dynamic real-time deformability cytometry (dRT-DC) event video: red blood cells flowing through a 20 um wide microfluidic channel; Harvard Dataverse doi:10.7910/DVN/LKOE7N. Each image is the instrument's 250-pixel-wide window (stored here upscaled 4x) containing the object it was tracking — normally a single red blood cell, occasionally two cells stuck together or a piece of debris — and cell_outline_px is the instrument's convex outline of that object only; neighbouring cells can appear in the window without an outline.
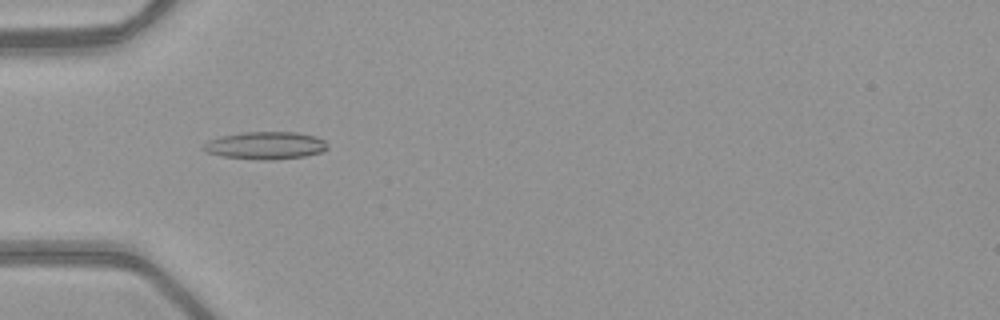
{"species": "common noctule bat (a hibernating species)", "species_latin": "Nyctalus noctula", "temperature_condition": "warm", "stored_images_in_passage": 50, "camera_frame_rate_fps": 3000, "um_per_image_px": 0.085, "animal": {"sex": "female", "body_mass_g": 21.9}, "frame": {"image": 1, "passage_image": 16, "time_ms": 5.0, "image_size_px": [1000, 320], "cell_outline_px": [[328, 148], [324, 152], [304, 156], [272, 160], [260, 160], [224, 156], [208, 152], [200, 148], [208, 140], [220, 136], [244, 132], [296, 132], [316, 136], [324, 140]], "centroid_in_image_um": [22.58, 12.36], "position_along_channel_um": 62.4, "area_um2": 19.94}}
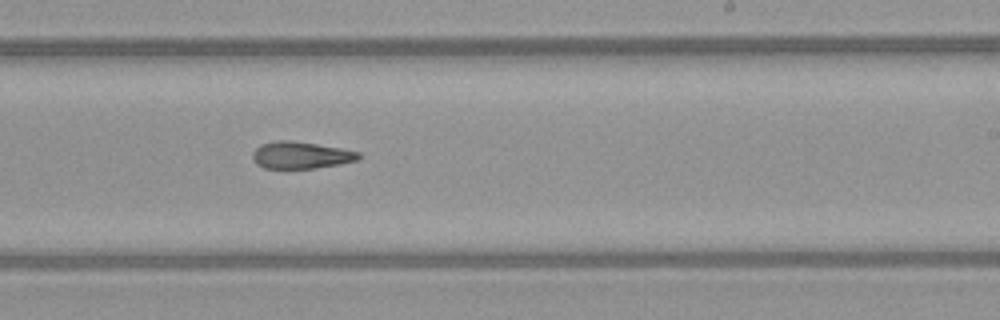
{"frame": {"image": 2, "passage_image": 31, "time_ms": 10.0, "image_size_px": [1000, 320], "cell_outline_px": [[360, 160], [340, 164], [316, 168], [264, 168], [256, 164], [252, 160], [252, 152], [260, 144], [276, 140], [292, 140], [340, 148], [360, 152]], "centroid_in_image_um": [25.55, 13.19], "position_along_channel_um": 263.4, "area_um2": 16.82}}
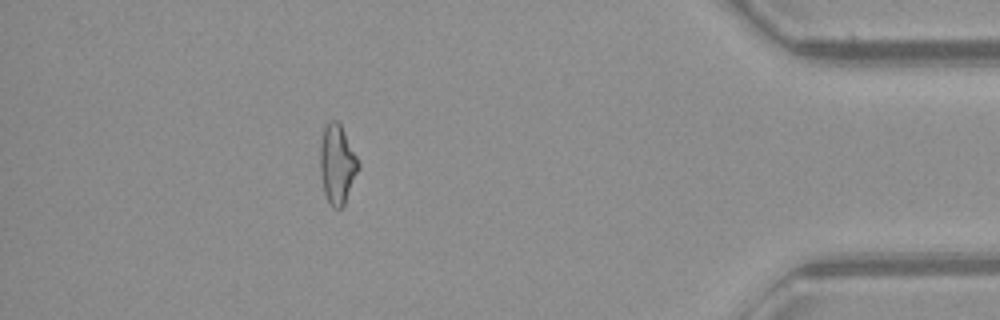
{"frame": {"image": 3, "passage_image": 45, "time_ms": 14.667, "image_size_px": [1000, 320], "cell_outline_px": [[360, 168], [344, 204], [340, 208], [332, 208], [324, 192], [320, 172], [320, 144], [324, 128], [332, 120], [336, 120], [340, 124], [360, 164]], "centroid_in_image_um": [28.66, 13.98], "position_along_channel_um": 406.5, "area_um2": 17.4}, "authors_computed_cell_mechanics": {"area_um2": 17.7735, "velocity_mm_per_s": 4.0619, "shape_relaxation_time_tau1_ms": null, "shape_relaxation_time_tau2_ms": 9.6997, "deformation_change_tau1": null, "deformation_change_tau2": 0.2624}}